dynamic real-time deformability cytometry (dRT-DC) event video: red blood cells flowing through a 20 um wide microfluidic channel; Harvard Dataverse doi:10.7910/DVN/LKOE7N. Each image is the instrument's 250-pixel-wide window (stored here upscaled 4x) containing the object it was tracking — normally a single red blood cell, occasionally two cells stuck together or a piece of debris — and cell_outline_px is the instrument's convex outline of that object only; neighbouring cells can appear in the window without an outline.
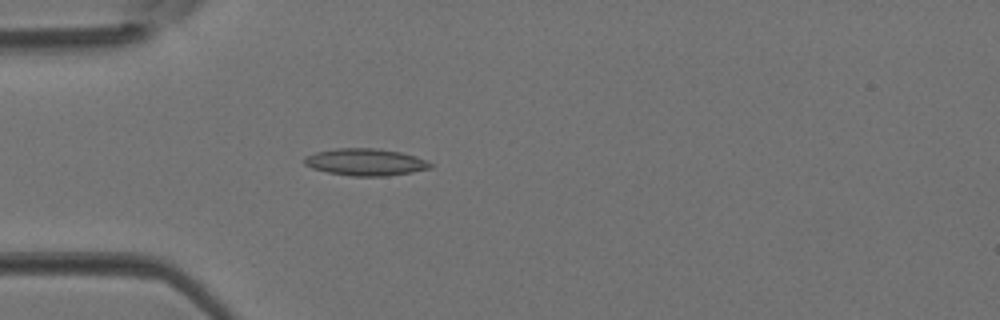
{"species": "Egyptian fruit bat (a non-hibernating species)", "species_latin": "Rousettus aegyptiacus", "temperature_condition": "room temperature", "stored_images_in_passage": 3, "camera_frame_rate_fps": 3000, "um_per_image_px": 0.085, "animal": {"sex": "female"}, "frame": {"image": 1, "passage_image": 3, "time_ms": 0.667, "image_size_px": [1000, 320], "cell_outline_px": [[432, 168], [412, 172], [388, 176], [352, 176], [328, 172], [312, 168], [304, 164], [304, 156], [316, 152], [336, 148], [380, 148], [400, 152], [416, 156], [428, 160], [432, 164]], "centroid_in_image_um": [31.09, 13.77], "position_along_channel_um": 53.9, "area_um2": 20.0}}